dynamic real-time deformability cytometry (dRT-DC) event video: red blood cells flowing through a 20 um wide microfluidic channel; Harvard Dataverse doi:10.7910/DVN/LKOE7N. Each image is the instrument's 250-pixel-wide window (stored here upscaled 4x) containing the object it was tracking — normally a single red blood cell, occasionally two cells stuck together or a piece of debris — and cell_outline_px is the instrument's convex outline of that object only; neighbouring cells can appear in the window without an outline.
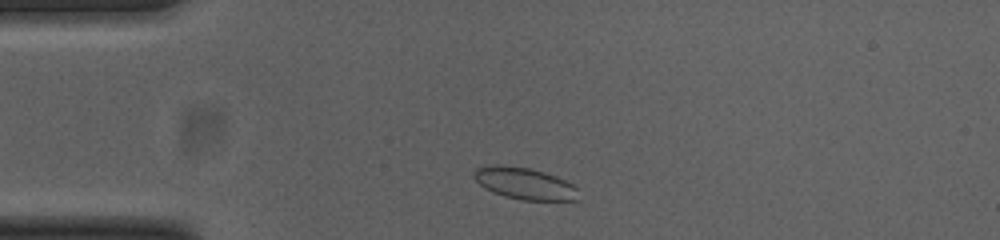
{"species": "common noctule bat (a hibernating species)", "species_latin": "Nyctalus noctula", "temperature_condition": "cold", "stored_images_in_passage": 42, "camera_frame_rate_fps": 3000, "um_per_image_px": 0.085, "animal": {"sex": "female", "body_mass_g": 23.0, "forearm_length_mm": 53.4}, "frame": {"image": 1, "passage_image": 4, "time_ms": 1.0, "image_size_px": [1000, 240], "cell_outline_px": [[576, 200], [520, 200], [504, 196], [492, 192], [484, 188], [472, 176], [472, 172], [476, 168], [496, 164], [528, 168], [544, 172], [556, 176], [572, 184], [576, 188]], "centroid_in_image_um": [44.52, 15.59], "position_along_channel_um": 40.5, "area_um2": 19.19}}
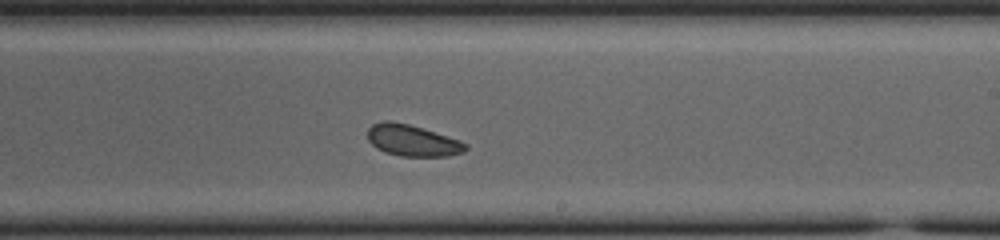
{"frame": {"image": 2, "passage_image": 23, "time_ms": 7.333, "image_size_px": [1000, 240], "cell_outline_px": [[468, 148], [464, 152], [448, 156], [400, 156], [376, 148], [368, 140], [368, 128], [372, 124], [384, 120], [388, 120], [408, 124], [460, 140], [468, 144]], "centroid_in_image_um": [35.06, 11.94], "position_along_channel_um": 253.9, "area_um2": 17.8}}
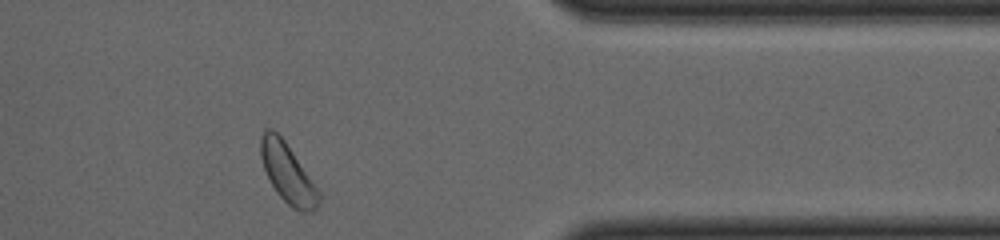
{"frame": {"image": 3, "passage_image": 35, "time_ms": 11.333, "image_size_px": [1000, 240], "cell_outline_px": [[320, 200], [316, 208], [312, 212], [300, 212], [292, 208], [276, 192], [264, 168], [260, 156], [260, 136], [264, 128], [272, 128], [284, 140], [320, 192]], "centroid_in_image_um": [24.44, 14.72], "position_along_channel_um": 387.0, "area_um2": 19.88}, "authors_computed_cell_mechanics": {"area_um2": 18.9873, "velocity_mm_per_s": 3.7935, "shape_relaxation_time_tau1_ms": 1.9421, "shape_relaxation_time_tau2_ms": null, "deformation_change_tau1": 0.0215, "deformation_change_tau2": null}}